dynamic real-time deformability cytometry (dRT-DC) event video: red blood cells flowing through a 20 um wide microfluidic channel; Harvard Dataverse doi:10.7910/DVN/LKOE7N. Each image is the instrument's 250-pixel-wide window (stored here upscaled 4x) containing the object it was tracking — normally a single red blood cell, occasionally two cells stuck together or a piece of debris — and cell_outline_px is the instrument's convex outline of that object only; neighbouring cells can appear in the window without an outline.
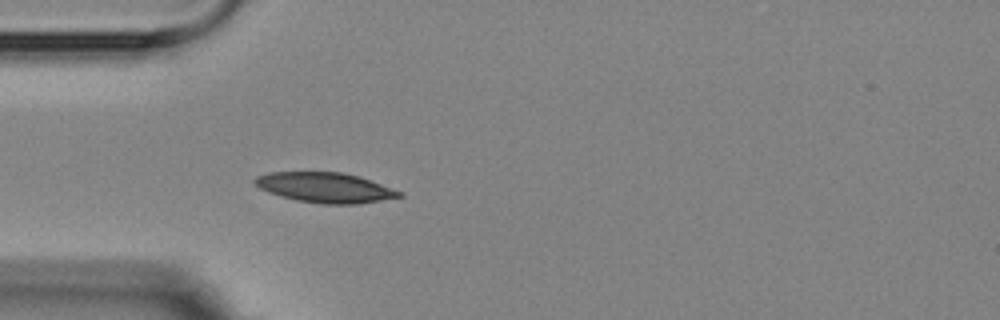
{"species": "Egyptian fruit bat (a non-hibernating species)", "species_latin": "Rousettus aegyptiacus", "temperature_condition": "room temperature", "stored_images_in_passage": 4, "camera_frame_rate_fps": 3000, "um_per_image_px": 0.085, "animal": {"sex": "female"}, "frame": {"image": 1, "passage_image": 4, "time_ms": 3.667, "image_size_px": [1000, 320], "cell_outline_px": [[404, 196], [356, 204], [324, 204], [296, 200], [280, 196], [268, 192], [260, 188], [252, 180], [256, 176], [268, 172], [340, 172], [360, 176], [404, 192]], "centroid_in_image_um": [27.64, 15.94], "position_along_channel_um": 57.4, "area_um2": 25.37}}